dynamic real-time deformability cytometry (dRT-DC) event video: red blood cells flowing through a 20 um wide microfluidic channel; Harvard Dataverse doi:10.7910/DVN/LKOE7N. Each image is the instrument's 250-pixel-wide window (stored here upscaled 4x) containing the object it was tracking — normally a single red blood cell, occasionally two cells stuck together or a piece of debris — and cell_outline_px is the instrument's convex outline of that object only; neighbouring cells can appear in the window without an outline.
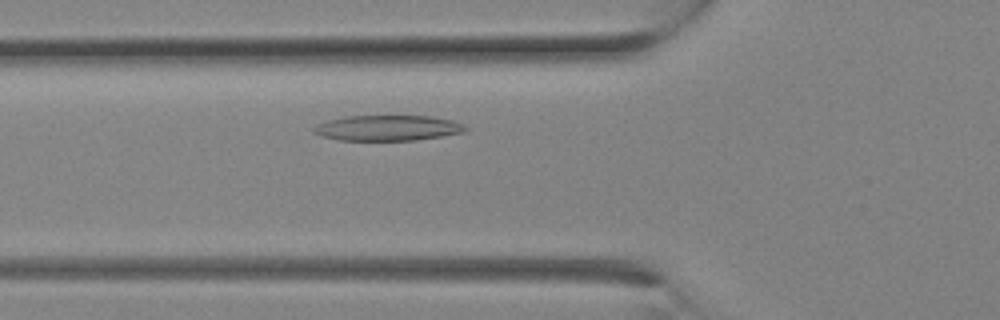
{"species": "Egyptian fruit bat (a non-hibernating species)", "species_latin": "Rousettus aegyptiacus", "temperature_condition": "room temperature", "stored_images_in_passage": 10, "camera_frame_rate_fps": 3000, "um_per_image_px": 0.085, "animal": {"sex": "female"}, "frame": {"image": 1, "passage_image": 5, "time_ms": 1.333, "image_size_px": [1000, 320], "cell_outline_px": [[468, 132], [416, 140], [340, 140], [320, 136], [312, 132], [312, 128], [316, 124], [328, 120], [344, 116], [432, 116], [452, 120], [464, 124], [468, 128]], "centroid_in_image_um": [32.96, 10.87], "position_along_channel_um": 92.8, "area_um2": 22.77}}
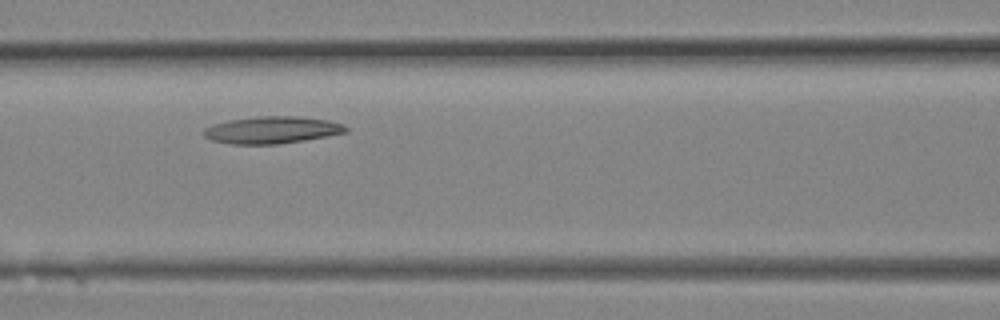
{"frame": {"image": 2, "passage_image": 7, "time_ms": 2.0, "image_size_px": [1000, 320], "cell_outline_px": [[348, 132], [328, 136], [304, 140], [276, 144], [232, 144], [212, 140], [204, 136], [204, 128], [212, 124], [228, 120], [256, 116], [300, 116], [328, 120], [344, 124], [348, 128]], "centroid_in_image_um": [23.14, 11.04], "position_along_channel_um": 143.5, "area_um2": 22.54}}
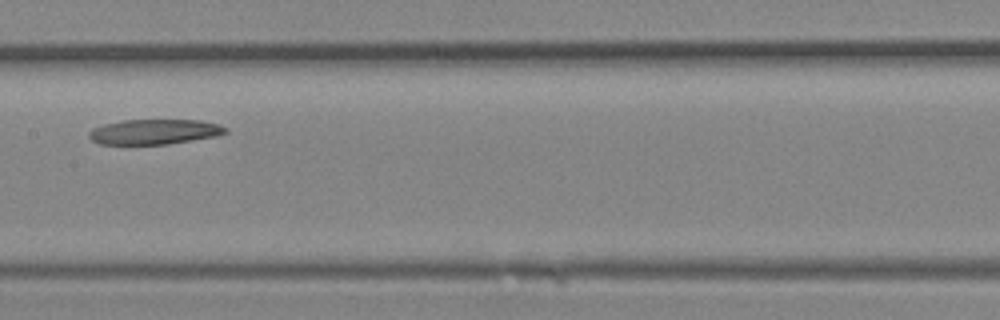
{"frame": {"image": 3, "passage_image": 9, "time_ms": 2.667, "image_size_px": [1000, 320], "cell_outline_px": [[228, 132], [216, 136], [168, 144], [100, 144], [92, 140], [88, 136], [88, 132], [92, 128], [104, 124], [124, 120], [200, 120], [220, 124], [228, 128]], "centroid_in_image_um": [13.14, 11.2], "position_along_channel_um": 194.3, "area_um2": 20.0}}